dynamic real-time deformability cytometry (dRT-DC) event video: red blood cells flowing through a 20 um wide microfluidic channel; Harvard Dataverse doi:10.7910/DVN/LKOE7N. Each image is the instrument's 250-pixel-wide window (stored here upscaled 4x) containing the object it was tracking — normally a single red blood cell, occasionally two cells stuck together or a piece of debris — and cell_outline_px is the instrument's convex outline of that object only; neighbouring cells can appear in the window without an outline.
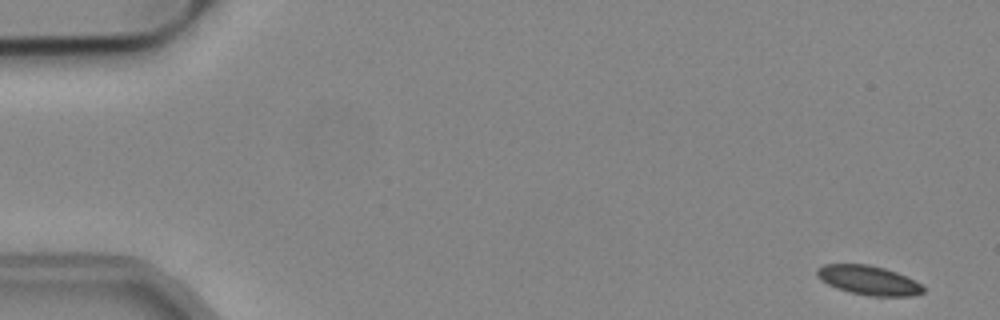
{"species": "common noctule bat (a hibernating species)", "species_latin": "Nyctalus noctula", "temperature_condition": "cold", "stored_images_in_passage": 16, "camera_frame_rate_fps": 3000, "um_per_image_px": 0.085, "animal": {"sex": "male", "body_mass_g": 19.2, "forearm_length_mm": 51.8}, "frame": {"image": 1, "passage_image": 1, "time_ms": 0.0, "image_size_px": [1000, 320], "cell_outline_px": [[924, 292], [912, 296], [872, 296], [852, 292], [836, 288], [820, 280], [816, 276], [816, 268], [824, 264], [868, 264], [884, 268], [896, 272], [920, 284], [924, 288]], "centroid_in_image_um": [73.78, 23.81], "position_along_channel_um": 11.2, "area_um2": 17.98}}